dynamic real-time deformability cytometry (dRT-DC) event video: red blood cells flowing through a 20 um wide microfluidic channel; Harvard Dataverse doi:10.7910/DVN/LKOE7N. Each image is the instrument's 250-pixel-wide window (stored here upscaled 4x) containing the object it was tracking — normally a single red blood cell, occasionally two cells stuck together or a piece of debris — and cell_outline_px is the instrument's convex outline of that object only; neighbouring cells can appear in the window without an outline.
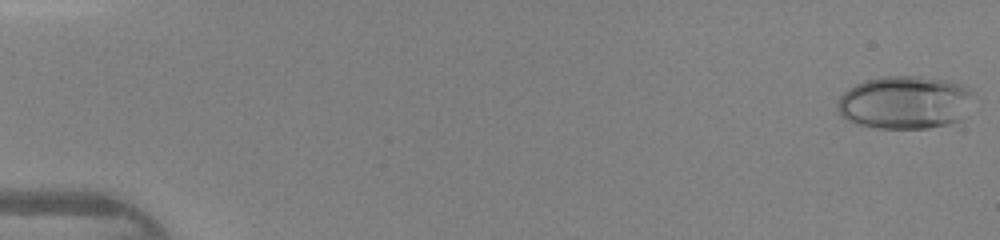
{"species": "human", "species_latin": "Homo sapiens", "temperature_condition": "warm", "stored_images_in_passage": 46, "camera_frame_rate_fps": 3000, "um_per_image_px": 0.085, "donor": {"sex": "female"}, "frame": {"image": 1, "passage_image": 1, "time_ms": 0.0, "image_size_px": [1000, 240], "cell_outline_px": [[976, 92], [960, 120], [948, 124], [928, 128], [880, 128], [856, 124], [840, 116], [836, 108], [836, 104], [840, 96], [844, 92], [856, 84], [864, 80], [884, 76], [920, 76], [948, 80], [960, 84]], "centroid_in_image_um": [76.9, 8.7], "position_along_channel_um": 8.1, "area_um2": 42.31}}
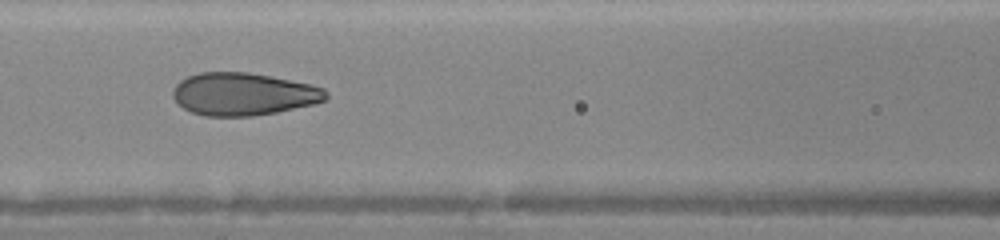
{"frame": {"image": 2, "passage_image": 21, "time_ms": 6.667, "image_size_px": [1000, 240], "cell_outline_px": [[328, 96], [324, 100], [312, 104], [276, 112], [252, 116], [204, 116], [192, 112], [184, 108], [172, 96], [172, 88], [180, 80], [188, 76], [200, 72], [248, 72], [308, 84], [324, 88], [328, 92]], "centroid_in_image_um": [20.65, 7.99], "position_along_channel_um": 146.0, "area_um2": 37.74}}
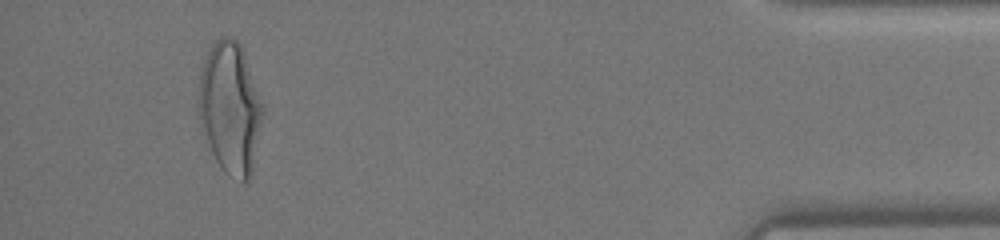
{"frame": {"image": 3, "passage_image": 43, "time_ms": 14.0, "image_size_px": [1000, 240], "cell_outline_px": [[264, 112], [252, 176], [244, 184], [228, 176], [224, 172], [216, 160], [200, 132], [196, 104], [200, 72], [204, 60], [212, 44], [216, 40], [224, 36], [232, 36], [240, 44], [244, 52], [264, 108]], "centroid_in_image_um": [19.54, 9.23], "position_along_channel_um": 415.7, "area_um2": 50.4}}